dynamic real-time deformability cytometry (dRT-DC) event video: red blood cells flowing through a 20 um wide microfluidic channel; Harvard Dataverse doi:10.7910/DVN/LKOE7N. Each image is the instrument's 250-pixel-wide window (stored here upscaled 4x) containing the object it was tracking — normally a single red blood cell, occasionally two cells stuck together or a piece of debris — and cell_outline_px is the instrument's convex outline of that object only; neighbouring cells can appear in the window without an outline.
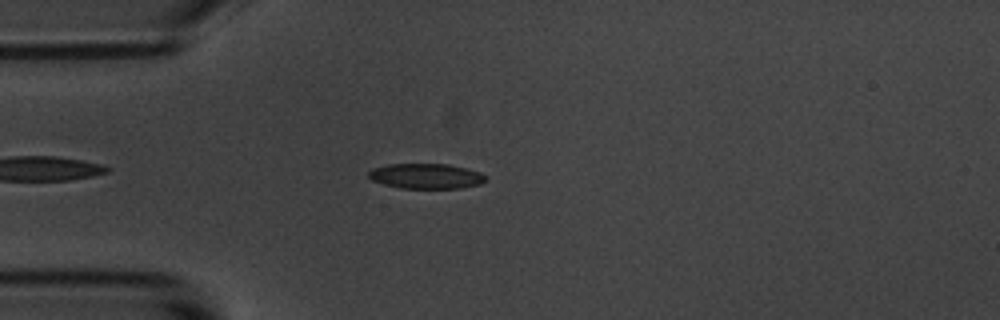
{"species": "common noctule bat (a hibernating species)", "species_latin": "Nyctalus noctula", "temperature_condition": "room temperature", "stored_images_in_passage": 1, "camera_frame_rate_fps": 3000, "um_per_image_px": 0.085, "animal": {"sex": "male", "body_mass_g": 20.1, "forearm_length_mm": 53.5}, "frame": {"image": 1, "passage_image": 1, "time_ms": 0.0, "image_size_px": [1000, 320], "cell_outline_px": [[488, 180], [480, 184], [460, 188], [400, 188], [384, 184], [372, 180], [368, 176], [368, 172], [372, 168], [388, 164], [448, 164], [480, 172], [488, 176]], "centroid_in_image_um": [36.23, 14.97], "position_along_channel_um": 48.8, "area_um2": 17.22}}